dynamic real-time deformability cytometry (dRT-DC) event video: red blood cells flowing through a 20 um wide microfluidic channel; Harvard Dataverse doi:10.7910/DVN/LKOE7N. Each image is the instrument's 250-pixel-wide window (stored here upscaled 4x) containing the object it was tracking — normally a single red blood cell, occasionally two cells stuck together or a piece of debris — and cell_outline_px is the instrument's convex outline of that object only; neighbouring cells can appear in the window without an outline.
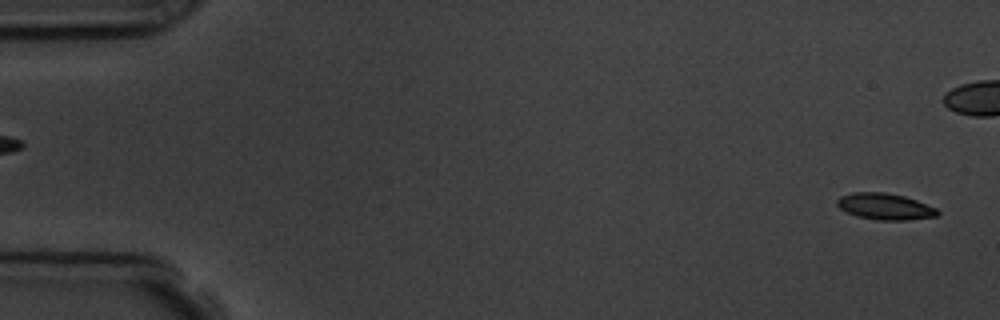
{"species": "common noctule bat (a hibernating species)", "species_latin": "Nyctalus noctula", "temperature_condition": "room temperature", "stored_images_in_passage": 4, "segment_of_instrument_passage": [2, 2], "camera_frame_rate_fps": 3000, "um_per_image_px": 0.085, "animal": {"sex": "male", "body_mass_g": 19.5, "forearm_length_mm": 54.6}, "frame": {"image": 1, "passage_image": 4, "time_ms": 4.333, "image_size_px": [1000, 320], "cell_outline_px": [[940, 212], [936, 216], [908, 220], [876, 220], [856, 216], [840, 208], [836, 204], [836, 200], [840, 196], [852, 192], [884, 192], [904, 196], [916, 200], [936, 208]], "centroid_in_image_um": [75.2, 17.55], "position_along_channel_um": 9.8, "area_um2": 15.43}}